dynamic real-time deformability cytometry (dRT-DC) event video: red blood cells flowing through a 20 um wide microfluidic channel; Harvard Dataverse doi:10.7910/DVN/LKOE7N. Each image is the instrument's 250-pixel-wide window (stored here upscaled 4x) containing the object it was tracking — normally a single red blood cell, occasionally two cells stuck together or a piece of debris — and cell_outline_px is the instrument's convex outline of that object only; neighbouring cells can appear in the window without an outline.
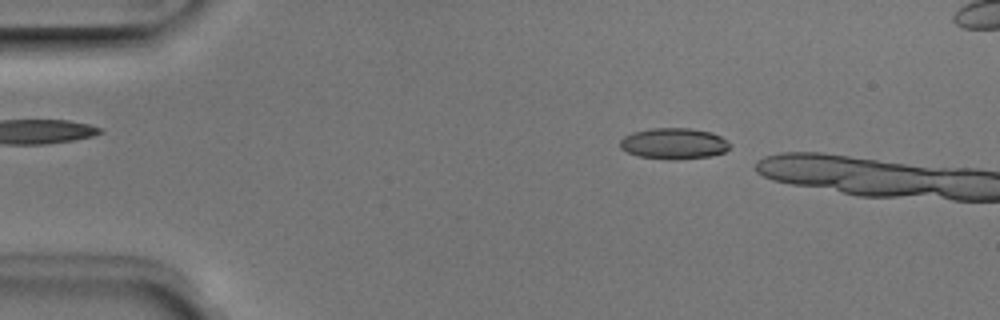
{"species": "Egyptian fruit bat (a non-hibernating species)", "species_latin": "Rousettus aegyptiacus", "temperature_condition": "room temperature", "stored_images_in_passage": 5, "camera_frame_rate_fps": 3000, "um_per_image_px": 0.085, "animal": {"sex": "male"}, "frame": {"image": 1, "passage_image": 5, "time_ms": 1.333, "image_size_px": [1000, 320], "cell_outline_px": [[732, 144], [724, 152], [708, 156], [676, 160], [668, 160], [636, 156], [620, 148], [620, 140], [624, 136], [632, 132], [652, 128], [692, 128], [712, 132], [728, 140]], "centroid_in_image_um": [57.27, 12.2], "position_along_channel_um": 27.7, "area_um2": 20.11}}